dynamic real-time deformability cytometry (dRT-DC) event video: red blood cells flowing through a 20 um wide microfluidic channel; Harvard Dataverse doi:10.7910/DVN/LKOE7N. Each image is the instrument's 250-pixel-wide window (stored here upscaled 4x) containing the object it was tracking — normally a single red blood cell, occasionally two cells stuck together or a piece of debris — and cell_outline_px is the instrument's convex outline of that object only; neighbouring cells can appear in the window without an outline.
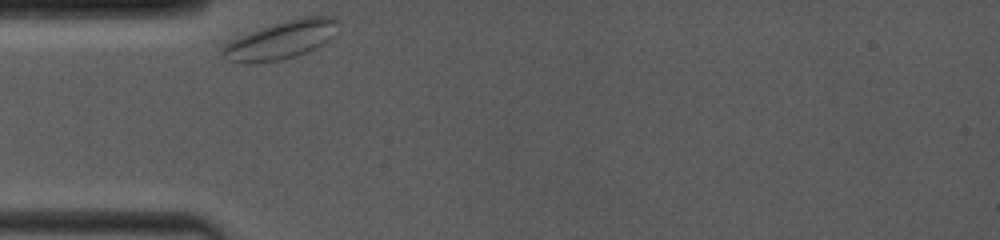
{"species": "common noctule bat (a hibernating species)", "species_latin": "Nyctalus noctula", "temperature_condition": "room temperature", "stored_images_in_passage": 19, "camera_frame_rate_fps": 4000, "um_per_image_px": 0.085, "animal": {"sex": "female", "body_mass_g": 19.0, "forearm_length_mm": 53.3}, "frame": {"image": 1, "passage_image": 1, "time_ms": 0.0, "image_size_px": [1000, 240], "cell_outline_px": [[336, 20], [332, 36], [328, 40], [304, 52], [280, 60], [248, 64], [228, 60], [220, 52], [220, 48], [232, 40], [240, 36], [260, 28], [272, 24], [300, 16], [336, 16]], "centroid_in_image_um": [23.82, 3.39], "position_along_channel_um": 61.2, "area_um2": 25.03}}
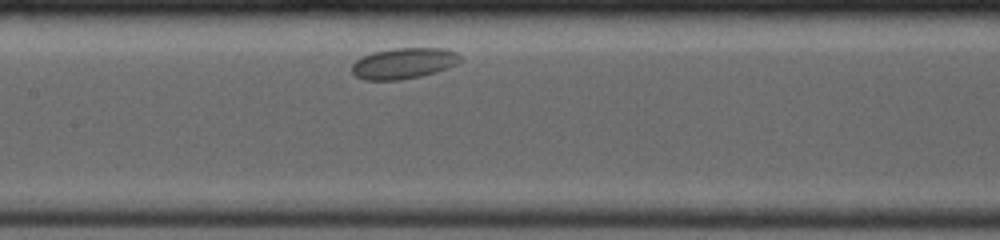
{"frame": {"image": 2, "passage_image": 9, "time_ms": 3.25, "image_size_px": [1000, 240], "cell_outline_px": [[460, 60], [456, 64], [448, 68], [436, 72], [420, 76], [400, 80], [364, 80], [356, 76], [352, 72], [352, 64], [356, 60], [372, 52], [396, 48], [444, 48], [456, 52], [460, 56]], "centroid_in_image_um": [34.31, 5.38], "position_along_channel_um": 173.1, "area_um2": 19.48}}
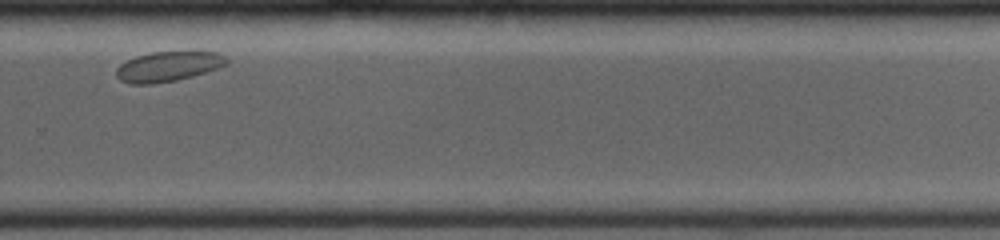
{"frame": {"image": 3, "passage_image": 18, "time_ms": 7.25, "image_size_px": [1000, 240], "cell_outline_px": [[228, 64], [192, 76], [176, 80], [152, 84], [128, 84], [120, 80], [116, 76], [116, 68], [120, 64], [136, 56], [152, 52], [220, 52], [228, 60]], "centroid_in_image_um": [14.26, 5.65], "position_along_channel_um": 315.5, "area_um2": 19.13}}